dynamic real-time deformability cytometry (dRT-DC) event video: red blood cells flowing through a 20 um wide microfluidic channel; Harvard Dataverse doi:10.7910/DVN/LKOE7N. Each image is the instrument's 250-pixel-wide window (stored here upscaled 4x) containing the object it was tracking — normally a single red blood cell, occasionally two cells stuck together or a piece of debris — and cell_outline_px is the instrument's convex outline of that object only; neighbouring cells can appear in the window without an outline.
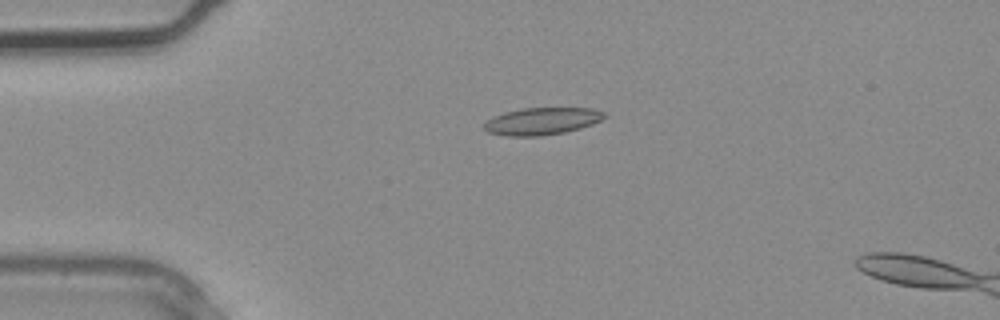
{"species": "common noctule bat (a hibernating species)", "species_latin": "Nyctalus noctula", "temperature_condition": "warm", "stored_images_in_passage": 3, "camera_frame_rate_fps": 3000, "um_per_image_px": 0.085, "animal": {"sex": "male", "body_mass_g": 20.4}, "frame": {"image": 1, "passage_image": 2, "time_ms": 0.333, "image_size_px": [1000, 320], "cell_outline_px": [[608, 116], [592, 124], [580, 128], [564, 132], [540, 136], [508, 136], [488, 132], [484, 128], [484, 124], [488, 120], [504, 112], [524, 108], [592, 108], [604, 112]], "centroid_in_image_um": [46.09, 10.3], "position_along_channel_um": 38.9, "area_um2": 18.9}}